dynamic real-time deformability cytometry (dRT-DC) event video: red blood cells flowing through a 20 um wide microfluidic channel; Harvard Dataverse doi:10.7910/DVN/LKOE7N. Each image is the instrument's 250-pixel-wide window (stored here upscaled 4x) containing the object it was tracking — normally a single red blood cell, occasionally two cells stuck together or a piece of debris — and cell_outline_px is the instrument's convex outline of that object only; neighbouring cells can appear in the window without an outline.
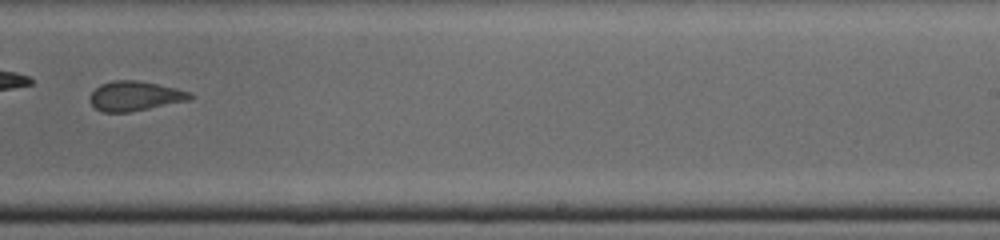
{"species": "common noctule bat (a hibernating species)", "species_latin": "Nyctalus noctula", "temperature_condition": "cold", "stored_images_in_passage": 28, "camera_frame_rate_fps": 3000, "um_per_image_px": 0.085, "animal": {"sex": "male", "body_mass_g": 19.0, "forearm_length_mm": 50.8}, "frame": {"image": 1, "passage_image": 16, "time_ms": 5.0, "image_size_px": [1000, 240], "cell_outline_px": [[192, 100], [128, 112], [100, 112], [88, 100], [88, 96], [100, 84], [116, 80], [136, 80], [176, 88], [192, 92]], "centroid_in_image_um": [11.46, 8.16], "position_along_channel_um": 277.5, "area_um2": 17.34}}